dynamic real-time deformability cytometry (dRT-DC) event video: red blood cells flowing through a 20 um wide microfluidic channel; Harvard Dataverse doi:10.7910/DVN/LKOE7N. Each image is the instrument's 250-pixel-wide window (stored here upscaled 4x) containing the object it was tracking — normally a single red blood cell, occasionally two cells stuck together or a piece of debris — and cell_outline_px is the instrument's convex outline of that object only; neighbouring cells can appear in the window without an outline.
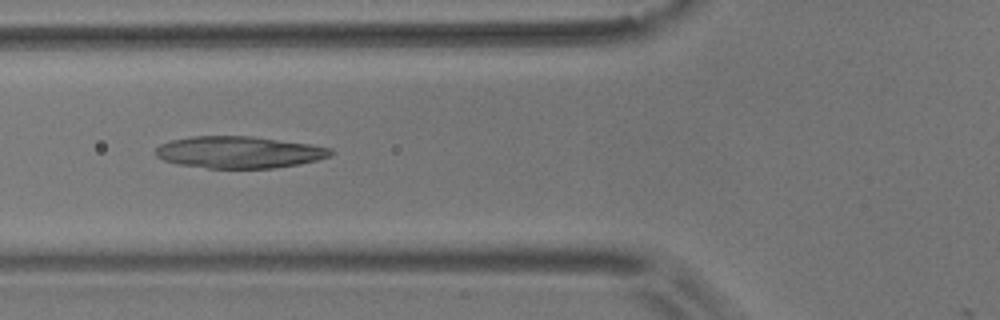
{"species": "common noctule bat (a hibernating species)", "species_latin": "Nyctalus noctula", "temperature_condition": "room temperature", "stored_images_in_passage": 41, "camera_frame_rate_fps": 3000, "um_per_image_px": 0.085, "animal": {"sex": "male", "body_mass_g": 17.9}, "frame": {"image": 1, "passage_image": 8, "time_ms": 2.333, "image_size_px": [1000, 320], "cell_outline_px": [[332, 156], [316, 160], [296, 164], [272, 168], [208, 168], [176, 164], [164, 160], [156, 156], [156, 148], [160, 144], [172, 140], [192, 136], [252, 136], [308, 144], [332, 148]], "centroid_in_image_um": [20.29, 12.94], "position_along_channel_um": 105.5, "area_um2": 32.31}}
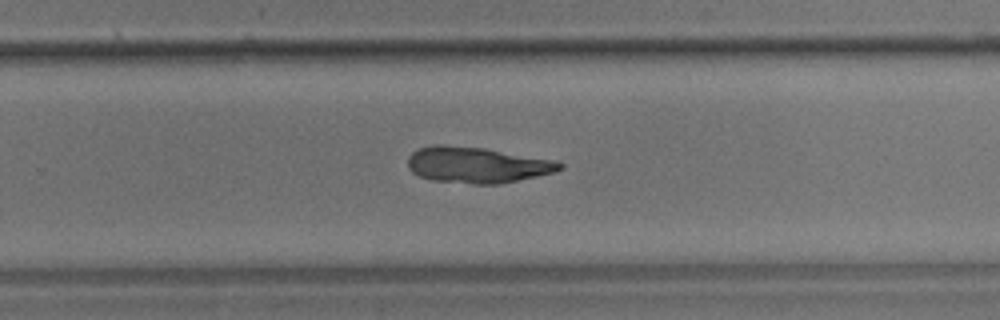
{"frame": {"image": 2, "passage_image": 23, "time_ms": 7.333, "image_size_px": [1000, 320], "cell_outline_px": [[564, 168], [552, 172], [536, 176], [500, 184], [472, 184], [432, 180], [420, 176], [412, 172], [408, 168], [408, 156], [412, 152], [420, 148], [432, 144], [444, 144], [484, 148], [552, 160], [564, 164]], "centroid_in_image_um": [40.49, 14.01], "position_along_channel_um": 289.3, "area_um2": 31.73}}
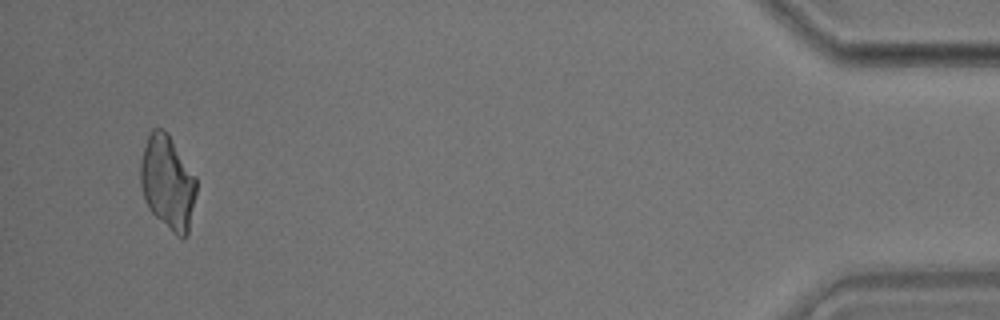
{"frame": {"image": 3, "passage_image": 40, "time_ms": 13.0, "image_size_px": [1000, 320], "cell_outline_px": [[196, 192], [188, 236], [176, 236], [148, 208], [140, 184], [140, 164], [144, 148], [148, 136], [152, 128], [160, 128], [168, 132], [196, 176]], "centroid_in_image_um": [14.26, 15.49], "position_along_channel_um": 420.9, "area_um2": 30.58}}